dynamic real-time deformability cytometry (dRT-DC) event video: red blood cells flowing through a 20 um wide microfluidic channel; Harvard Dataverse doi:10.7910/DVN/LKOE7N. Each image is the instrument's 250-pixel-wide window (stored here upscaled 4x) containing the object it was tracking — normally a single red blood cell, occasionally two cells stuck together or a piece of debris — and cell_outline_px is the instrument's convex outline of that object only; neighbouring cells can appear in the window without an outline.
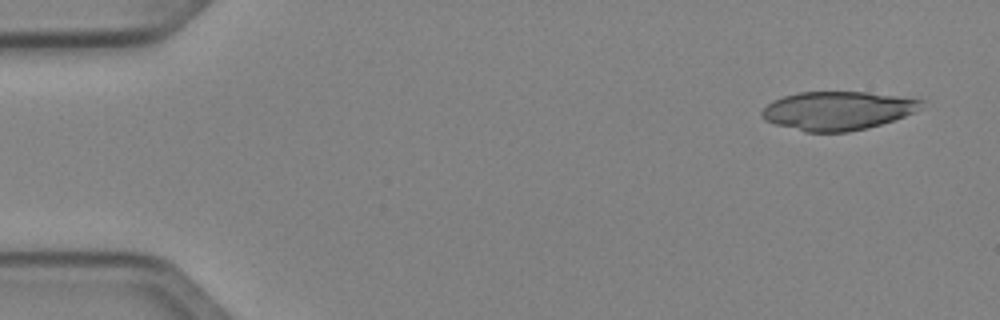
{"species": "Egyptian fruit bat (a non-hibernating species)", "species_latin": "Rousettus aegyptiacus", "temperature_condition": "cold", "stored_images_in_passage": 11, "camera_frame_rate_fps": 3000, "um_per_image_px": 0.085, "animal": {"sex": "female"}, "frame": {"image": 1, "passage_image": 1, "time_ms": 0.0, "image_size_px": [1000, 320], "cell_outline_px": [[924, 100], [920, 108], [904, 116], [880, 124], [848, 132], [808, 132], [776, 124], [764, 120], [760, 116], [760, 112], [772, 100], [784, 96], [800, 92], [868, 92]], "centroid_in_image_um": [71.15, 9.4], "position_along_channel_um": 13.9, "area_um2": 35.49}}